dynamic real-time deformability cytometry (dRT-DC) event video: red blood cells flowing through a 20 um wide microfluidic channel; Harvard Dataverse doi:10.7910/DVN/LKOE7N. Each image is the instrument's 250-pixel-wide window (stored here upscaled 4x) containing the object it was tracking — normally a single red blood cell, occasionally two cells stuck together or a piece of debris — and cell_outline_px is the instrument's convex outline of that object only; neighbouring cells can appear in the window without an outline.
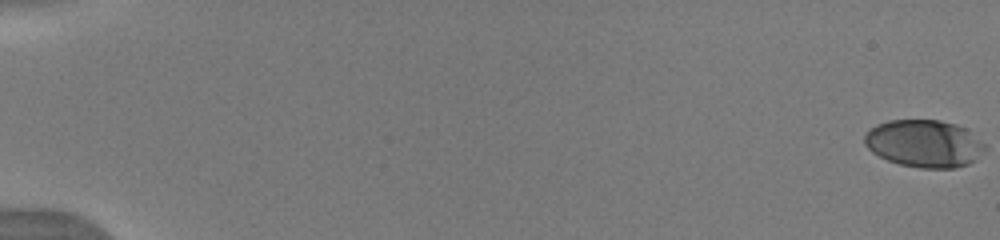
{"species": "human", "species_latin": "Homo sapiens", "temperature_condition": "warm", "stored_images_in_passage": 53, "camera_frame_rate_fps": 3000, "um_per_image_px": 0.085, "donor": {"sex": "male"}, "frame": {"image": 1, "passage_image": 1, "time_ms": 0.0, "image_size_px": [1000, 240], "cell_outline_px": [[972, 160], [964, 164], [952, 168], [924, 168], [900, 164], [888, 160], [880, 156], [868, 148], [864, 140], [864, 136], [872, 128], [880, 124], [892, 120], [936, 120], [952, 124], [964, 128]], "centroid_in_image_um": [78.22, 12.19], "position_along_channel_um": 6.8, "area_um2": 30.06}}
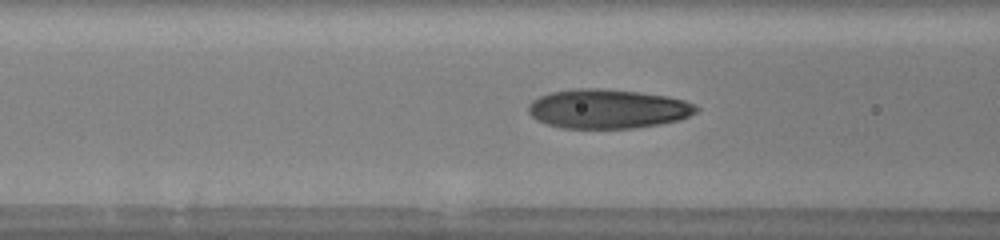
{"frame": {"image": 2, "passage_image": 24, "time_ms": 7.667, "image_size_px": [1000, 240], "cell_outline_px": [[700, 108], [696, 112], [688, 116], [676, 120], [656, 124], [628, 128], [568, 128], [548, 124], [532, 116], [528, 112], [528, 108], [532, 100], [540, 96], [552, 92], [636, 92], [664, 96], [684, 100]], "centroid_in_image_um": [51.68, 9.31], "position_along_channel_um": 114.9, "area_um2": 36.13}}
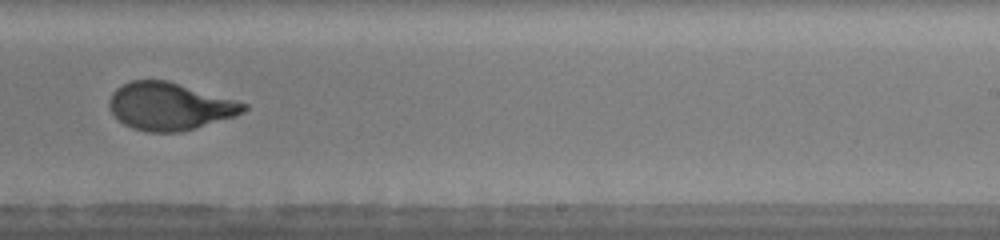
{"frame": {"image": 3, "passage_image": 36, "time_ms": 11.667, "image_size_px": [1000, 240], "cell_outline_px": [[248, 108], [232, 116], [192, 128], [176, 132], [152, 132], [136, 128], [124, 124], [112, 112], [112, 92], [116, 88], [132, 80], [164, 80], [248, 104]], "centroid_in_image_um": [14.4, 9.03], "position_along_channel_um": 274.6, "area_um2": 35.66}, "authors_computed_cell_mechanics": {"area_um2": 35.6626, "velocity_mm_per_s": 3.9965, "shape_relaxation_time_tau1_ms": 4.0908, "shape_relaxation_time_tau2_ms": null, "deformation_change_tau1": 0.2183, "deformation_change_tau2": null}}